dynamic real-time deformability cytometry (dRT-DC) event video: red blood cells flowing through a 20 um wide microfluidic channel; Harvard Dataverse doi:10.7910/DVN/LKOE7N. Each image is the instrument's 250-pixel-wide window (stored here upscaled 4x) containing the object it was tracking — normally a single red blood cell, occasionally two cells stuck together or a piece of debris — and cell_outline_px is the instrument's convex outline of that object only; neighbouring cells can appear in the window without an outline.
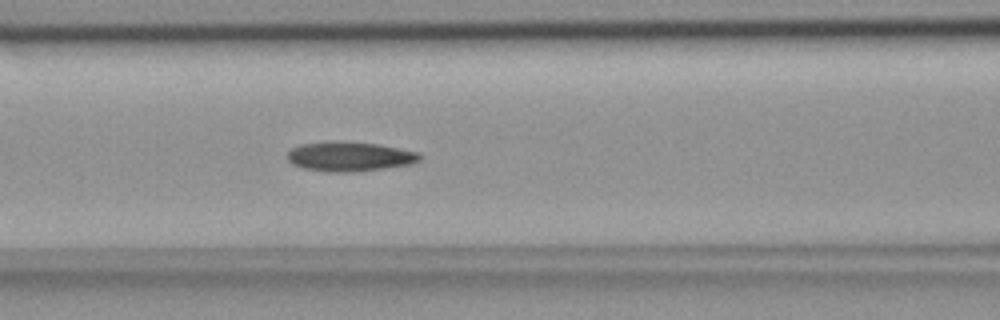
{"species": "common noctule bat (a hibernating species)", "species_latin": "Nyctalus noctula", "temperature_condition": "room temperature", "stored_images_in_passage": 47, "camera_frame_rate_fps": 3000, "um_per_image_px": 0.085, "animal": {"sex": "female", "body_mass_g": 18.4}, "frame": {"image": 1, "passage_image": 21, "time_ms": 6.667, "image_size_px": [1000, 320], "cell_outline_px": [[424, 156], [420, 160], [408, 164], [384, 168], [352, 172], [332, 172], [304, 168], [292, 164], [288, 160], [288, 152], [292, 148], [300, 144], [332, 140], [344, 140], [376, 144], [420, 152]], "centroid_in_image_um": [29.71, 13.28], "position_along_channel_um": 136.9, "area_um2": 22.95}}
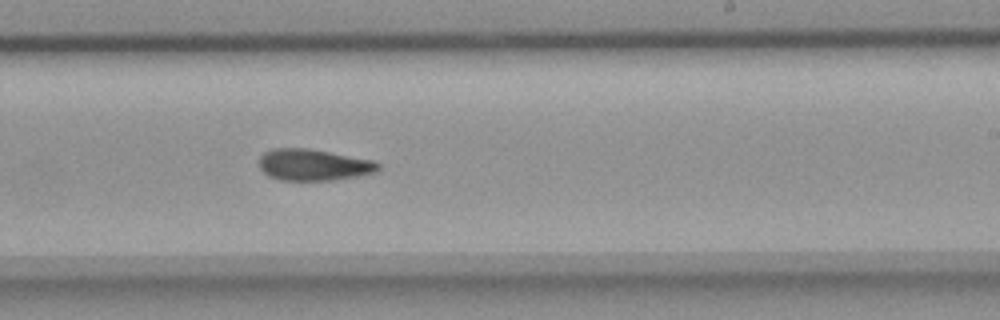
{"frame": {"image": 2, "passage_image": 31, "time_ms": 10.0, "image_size_px": [1000, 320], "cell_outline_px": [[380, 168], [376, 172], [356, 176], [332, 180], [280, 180], [268, 176], [260, 168], [260, 156], [264, 152], [272, 148], [308, 148], [372, 160], [380, 164]], "centroid_in_image_um": [26.62, 14.01], "position_along_channel_um": 262.4, "area_um2": 21.73}}
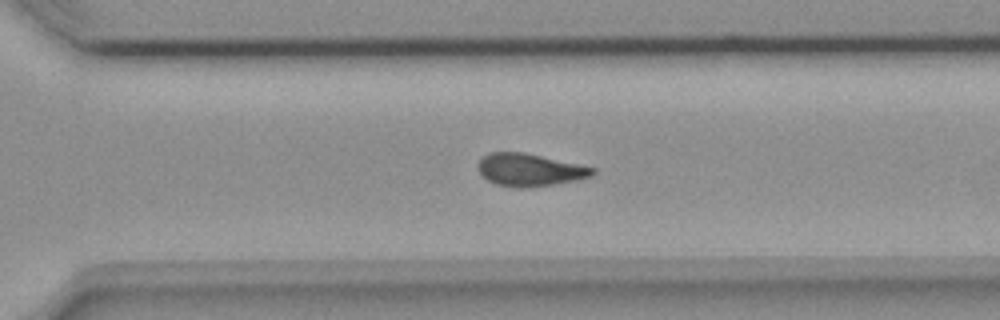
{"frame": {"image": 3, "passage_image": 36, "time_ms": 11.667, "image_size_px": [1000, 320], "cell_outline_px": [[596, 172], [592, 176], [580, 180], [528, 188], [516, 188], [496, 184], [488, 180], [480, 172], [476, 164], [488, 152], [524, 152], [580, 164], [596, 168]], "centroid_in_image_um": [45.06, 14.44], "position_along_channel_um": 325.5, "area_um2": 21.96}, "authors_computed_cell_mechanics": {"area_um2": 22.0796, "velocity_mm_per_s": 3.7799, "shape_relaxation_time_tau1_ms": null, "shape_relaxation_time_tau2_ms": 6.0244, "deformation_change_tau1": null, "deformation_change_tau2": 0.1379}}